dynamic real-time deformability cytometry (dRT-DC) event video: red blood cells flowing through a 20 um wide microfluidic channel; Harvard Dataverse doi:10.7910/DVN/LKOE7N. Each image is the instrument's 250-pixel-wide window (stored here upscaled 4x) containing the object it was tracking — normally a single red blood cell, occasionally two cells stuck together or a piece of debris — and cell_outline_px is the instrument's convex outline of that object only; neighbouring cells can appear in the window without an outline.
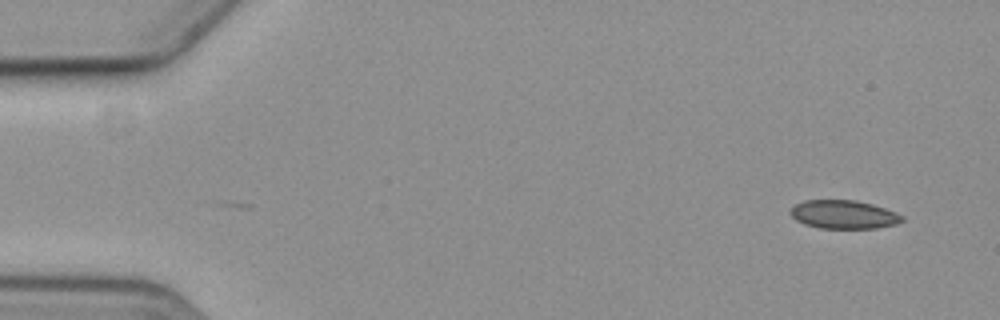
{"species": "common noctule bat (a hibernating species)", "species_latin": "Nyctalus noctula", "temperature_condition": "cold", "stored_images_in_passage": 6, "camera_frame_rate_fps": 3000, "um_per_image_px": 0.085, "animal": {"sex": "female", "body_mass_g": 19.3, "forearm_length_mm": 54.1}, "frame": {"image": 1, "passage_image": 1, "time_ms": 0.0, "image_size_px": [1000, 320], "cell_outline_px": [[904, 220], [896, 224], [876, 228], [820, 228], [804, 224], [796, 220], [788, 212], [796, 204], [804, 200], [856, 200], [872, 204], [896, 212], [904, 216]], "centroid_in_image_um": [71.72, 18.23], "position_along_channel_um": 13.3, "area_um2": 18.55}}
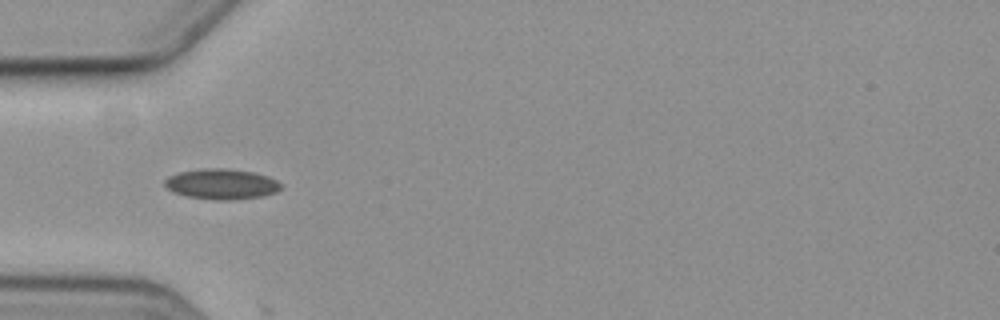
{"frame": {"image": 2, "passage_image": 5, "time_ms": 5.0, "image_size_px": [1000, 320], "cell_outline_px": [[280, 188], [276, 192], [264, 196], [232, 200], [212, 200], [184, 196], [172, 192], [164, 184], [164, 180], [168, 176], [180, 172], [204, 168], [220, 168], [252, 172], [268, 176], [276, 180], [280, 184]], "centroid_in_image_um": [18.8, 15.66], "position_along_channel_um": 66.2, "area_um2": 20.63}}